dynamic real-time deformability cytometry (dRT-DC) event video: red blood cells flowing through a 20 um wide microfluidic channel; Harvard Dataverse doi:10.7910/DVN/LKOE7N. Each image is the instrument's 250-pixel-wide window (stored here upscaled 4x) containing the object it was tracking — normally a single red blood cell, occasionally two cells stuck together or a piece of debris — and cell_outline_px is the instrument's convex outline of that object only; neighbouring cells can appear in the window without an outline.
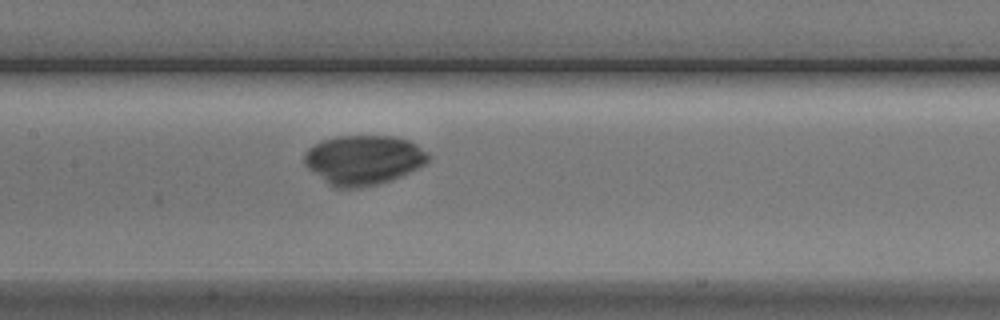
{"species": "Egyptian fruit bat (a non-hibernating species)", "species_latin": "Rousettus aegyptiacus", "temperature_condition": "cold", "stored_images_in_passage": 9, "camera_frame_rate_fps": 3000, "um_per_image_px": 0.085, "animal": {"sex": "male"}, "frame": {"image": 1, "passage_image": 9, "time_ms": 10.333, "image_size_px": [1000, 320], "cell_outline_px": [[432, 156], [424, 164], [400, 176], [376, 184], [360, 188], [336, 188], [328, 184], [308, 168], [304, 164], [304, 152], [308, 148], [324, 140], [336, 136], [392, 136], [408, 140], [416, 144], [428, 152]], "centroid_in_image_um": [30.88, 13.58], "position_along_channel_um": 176.5, "area_um2": 35.6}}